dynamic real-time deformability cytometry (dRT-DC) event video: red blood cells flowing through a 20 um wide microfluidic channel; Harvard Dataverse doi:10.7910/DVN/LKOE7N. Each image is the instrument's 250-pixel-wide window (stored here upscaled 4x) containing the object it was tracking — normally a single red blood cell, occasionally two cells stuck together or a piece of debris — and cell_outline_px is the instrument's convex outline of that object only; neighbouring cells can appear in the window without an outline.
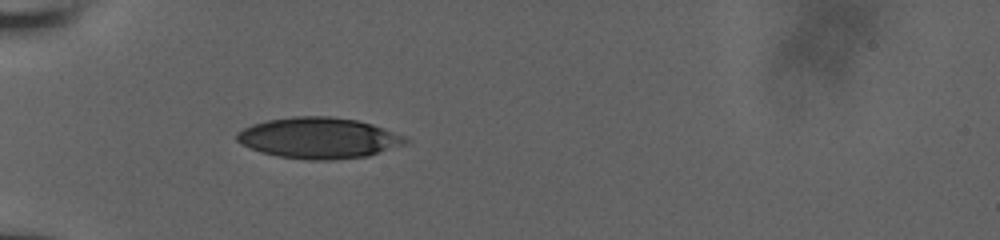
{"species": "human", "species_latin": "Homo sapiens", "temperature_condition": "room temperature", "stored_images_in_passage": 16, "camera_frame_rate_fps": 3000, "um_per_image_px": 0.085, "donor": {"sex": "male"}, "frame": {"image": 1, "passage_image": 13, "time_ms": 6.333, "image_size_px": [1000, 240], "cell_outline_px": [[412, 140], [408, 144], [368, 156], [332, 160], [312, 160], [280, 156], [260, 152], [236, 140], [236, 132], [252, 124], [268, 120], [292, 116], [328, 116], [356, 120], [372, 124], [384, 128], [404, 136]], "centroid_in_image_um": [27.14, 11.73], "position_along_channel_um": 57.9, "area_um2": 40.29}}
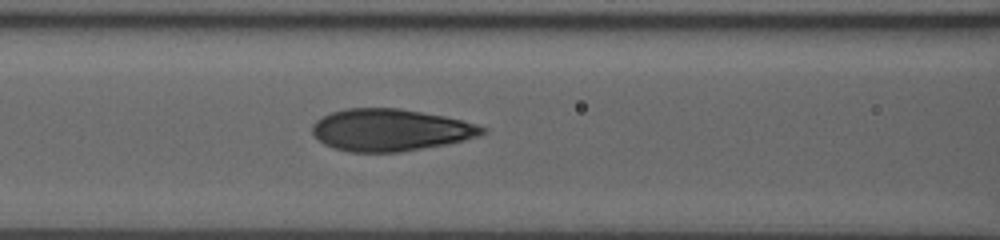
{"frame": {"image": 2, "passage_image": 16, "time_ms": 8.667, "image_size_px": [1000, 240], "cell_outline_px": [[488, 132], [464, 140], [444, 144], [400, 152], [348, 152], [324, 144], [316, 140], [312, 132], [312, 124], [316, 120], [332, 112], [344, 108], [400, 108], [444, 116], [464, 120], [488, 128]], "centroid_in_image_um": [33.17, 11.04], "position_along_channel_um": 133.4, "area_um2": 41.73}}